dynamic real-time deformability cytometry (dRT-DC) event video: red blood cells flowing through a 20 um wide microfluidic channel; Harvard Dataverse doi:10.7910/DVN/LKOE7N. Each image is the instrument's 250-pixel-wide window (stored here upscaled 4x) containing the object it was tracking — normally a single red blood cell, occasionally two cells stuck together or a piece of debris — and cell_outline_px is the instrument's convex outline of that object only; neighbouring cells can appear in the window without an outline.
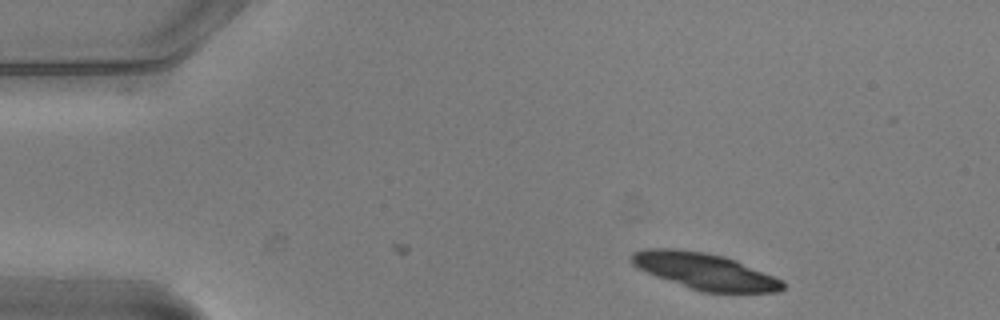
{"species": "common noctule bat (a hibernating species)", "species_latin": "Nyctalus noctula", "temperature_condition": "warm", "stored_images_in_passage": 3, "camera_frame_rate_fps": 3000, "um_per_image_px": 0.085, "animal": {"sex": "male", "body_mass_g": 20.5, "forearm_length_mm": 52.5}, "frame": {"image": 1, "passage_image": 1, "time_ms": 0.0, "image_size_px": [1000, 320], "cell_outline_px": [[784, 288], [780, 292], [704, 292], [656, 276], [636, 268], [632, 264], [632, 252], [644, 248], [676, 248], [704, 252], [724, 256], [736, 260], [784, 280]], "centroid_in_image_um": [59.91, 23.04], "position_along_channel_um": 25.1, "area_um2": 31.91}}